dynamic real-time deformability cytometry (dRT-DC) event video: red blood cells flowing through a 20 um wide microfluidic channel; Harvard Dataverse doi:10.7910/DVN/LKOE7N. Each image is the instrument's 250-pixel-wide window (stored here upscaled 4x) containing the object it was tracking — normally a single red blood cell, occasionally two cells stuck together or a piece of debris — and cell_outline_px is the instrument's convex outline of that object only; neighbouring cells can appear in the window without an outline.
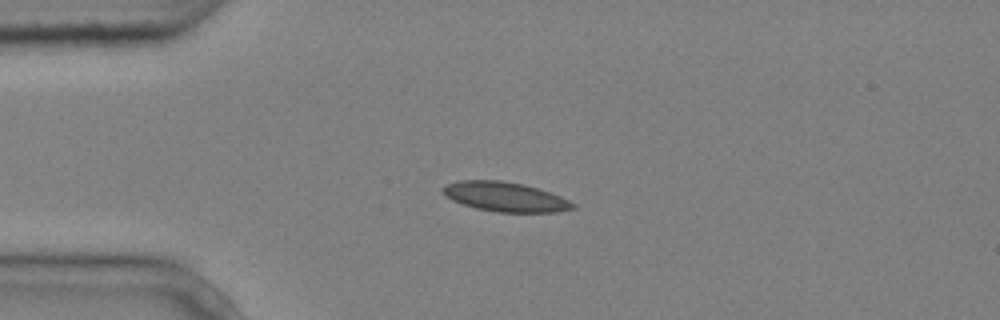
{"species": "common noctule bat (a hibernating species)", "species_latin": "Nyctalus noctula", "temperature_condition": "cold", "stored_images_in_passage": 3, "camera_frame_rate_fps": 3000, "um_per_image_px": 0.085, "animal": {"sex": "male", "body_mass_g": 20.4}, "frame": {"image": 1, "passage_image": 3, "time_ms": 0.667, "image_size_px": [1000, 320], "cell_outline_px": [[576, 208], [556, 212], [496, 212], [476, 208], [452, 200], [444, 196], [440, 188], [448, 184], [460, 180], [500, 180], [524, 184], [560, 196], [576, 204]], "centroid_in_image_um": [42.92, 16.73], "position_along_channel_um": 42.1, "area_um2": 22.31}}